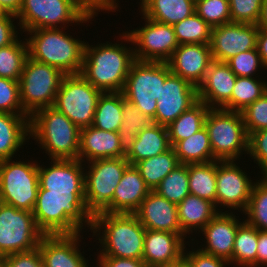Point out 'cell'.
Returning a JSON list of instances; mask_svg holds the SVG:
<instances>
[{"instance_id":"51","label":"cell","mask_w":267,"mask_h":267,"mask_svg":"<svg viewBox=\"0 0 267 267\" xmlns=\"http://www.w3.org/2000/svg\"><path fill=\"white\" fill-rule=\"evenodd\" d=\"M15 20H17L16 15L11 13H6L0 17V48L12 44L20 34L22 36V33H19L21 32L20 28H17L19 25L16 26L15 24L18 21L15 22Z\"/></svg>"},{"instance_id":"30","label":"cell","mask_w":267,"mask_h":267,"mask_svg":"<svg viewBox=\"0 0 267 267\" xmlns=\"http://www.w3.org/2000/svg\"><path fill=\"white\" fill-rule=\"evenodd\" d=\"M140 14L146 18L174 25L195 13V0H140Z\"/></svg>"},{"instance_id":"31","label":"cell","mask_w":267,"mask_h":267,"mask_svg":"<svg viewBox=\"0 0 267 267\" xmlns=\"http://www.w3.org/2000/svg\"><path fill=\"white\" fill-rule=\"evenodd\" d=\"M173 149L180 164L206 163L215 161L207 128L201 130L189 138L178 141Z\"/></svg>"},{"instance_id":"24","label":"cell","mask_w":267,"mask_h":267,"mask_svg":"<svg viewBox=\"0 0 267 267\" xmlns=\"http://www.w3.org/2000/svg\"><path fill=\"white\" fill-rule=\"evenodd\" d=\"M147 230L186 235L178 219L177 205L150 191L133 213Z\"/></svg>"},{"instance_id":"9","label":"cell","mask_w":267,"mask_h":267,"mask_svg":"<svg viewBox=\"0 0 267 267\" xmlns=\"http://www.w3.org/2000/svg\"><path fill=\"white\" fill-rule=\"evenodd\" d=\"M64 76L58 68L27 57L19 79L23 110L31 116L39 109L53 106Z\"/></svg>"},{"instance_id":"38","label":"cell","mask_w":267,"mask_h":267,"mask_svg":"<svg viewBox=\"0 0 267 267\" xmlns=\"http://www.w3.org/2000/svg\"><path fill=\"white\" fill-rule=\"evenodd\" d=\"M23 40L19 36L12 44L0 48V77L19 81L28 57L25 37Z\"/></svg>"},{"instance_id":"39","label":"cell","mask_w":267,"mask_h":267,"mask_svg":"<svg viewBox=\"0 0 267 267\" xmlns=\"http://www.w3.org/2000/svg\"><path fill=\"white\" fill-rule=\"evenodd\" d=\"M267 92V80L263 77H237L232 91L231 111L242 112Z\"/></svg>"},{"instance_id":"11","label":"cell","mask_w":267,"mask_h":267,"mask_svg":"<svg viewBox=\"0 0 267 267\" xmlns=\"http://www.w3.org/2000/svg\"><path fill=\"white\" fill-rule=\"evenodd\" d=\"M129 165L125 157L97 159L84 163L85 202L92 216L103 212L110 205L123 172Z\"/></svg>"},{"instance_id":"19","label":"cell","mask_w":267,"mask_h":267,"mask_svg":"<svg viewBox=\"0 0 267 267\" xmlns=\"http://www.w3.org/2000/svg\"><path fill=\"white\" fill-rule=\"evenodd\" d=\"M81 233L43 235L38 245L43 267H91L81 252Z\"/></svg>"},{"instance_id":"40","label":"cell","mask_w":267,"mask_h":267,"mask_svg":"<svg viewBox=\"0 0 267 267\" xmlns=\"http://www.w3.org/2000/svg\"><path fill=\"white\" fill-rule=\"evenodd\" d=\"M154 191L173 204L178 205L190 194L188 164H180L172 170Z\"/></svg>"},{"instance_id":"10","label":"cell","mask_w":267,"mask_h":267,"mask_svg":"<svg viewBox=\"0 0 267 267\" xmlns=\"http://www.w3.org/2000/svg\"><path fill=\"white\" fill-rule=\"evenodd\" d=\"M38 160L0 161L1 202L17 209L33 211L36 203L38 182Z\"/></svg>"},{"instance_id":"21","label":"cell","mask_w":267,"mask_h":267,"mask_svg":"<svg viewBox=\"0 0 267 267\" xmlns=\"http://www.w3.org/2000/svg\"><path fill=\"white\" fill-rule=\"evenodd\" d=\"M187 235L147 230L144 236L142 260L148 267H172L184 257ZM187 241V242H186Z\"/></svg>"},{"instance_id":"57","label":"cell","mask_w":267,"mask_h":267,"mask_svg":"<svg viewBox=\"0 0 267 267\" xmlns=\"http://www.w3.org/2000/svg\"><path fill=\"white\" fill-rule=\"evenodd\" d=\"M259 29H267V0H263L260 21L258 23Z\"/></svg>"},{"instance_id":"33","label":"cell","mask_w":267,"mask_h":267,"mask_svg":"<svg viewBox=\"0 0 267 267\" xmlns=\"http://www.w3.org/2000/svg\"><path fill=\"white\" fill-rule=\"evenodd\" d=\"M123 121L119 128L121 150L127 154L132 148L138 133L153 124V120L142 114L134 104L122 94Z\"/></svg>"},{"instance_id":"59","label":"cell","mask_w":267,"mask_h":267,"mask_svg":"<svg viewBox=\"0 0 267 267\" xmlns=\"http://www.w3.org/2000/svg\"><path fill=\"white\" fill-rule=\"evenodd\" d=\"M6 12L3 10V8L0 6V17L5 15Z\"/></svg>"},{"instance_id":"43","label":"cell","mask_w":267,"mask_h":267,"mask_svg":"<svg viewBox=\"0 0 267 267\" xmlns=\"http://www.w3.org/2000/svg\"><path fill=\"white\" fill-rule=\"evenodd\" d=\"M195 12L212 28L231 23L229 0H195Z\"/></svg>"},{"instance_id":"42","label":"cell","mask_w":267,"mask_h":267,"mask_svg":"<svg viewBox=\"0 0 267 267\" xmlns=\"http://www.w3.org/2000/svg\"><path fill=\"white\" fill-rule=\"evenodd\" d=\"M243 216L250 225L258 230L267 231V180L256 179Z\"/></svg>"},{"instance_id":"32","label":"cell","mask_w":267,"mask_h":267,"mask_svg":"<svg viewBox=\"0 0 267 267\" xmlns=\"http://www.w3.org/2000/svg\"><path fill=\"white\" fill-rule=\"evenodd\" d=\"M122 121V92L101 93L92 126L104 131L118 132Z\"/></svg>"},{"instance_id":"60","label":"cell","mask_w":267,"mask_h":267,"mask_svg":"<svg viewBox=\"0 0 267 267\" xmlns=\"http://www.w3.org/2000/svg\"><path fill=\"white\" fill-rule=\"evenodd\" d=\"M0 267H3V257H0Z\"/></svg>"},{"instance_id":"20","label":"cell","mask_w":267,"mask_h":267,"mask_svg":"<svg viewBox=\"0 0 267 267\" xmlns=\"http://www.w3.org/2000/svg\"><path fill=\"white\" fill-rule=\"evenodd\" d=\"M234 212H218L212 220L197 234L202 233L203 247L199 249L205 253L220 257L228 261L232 267L233 246L240 221ZM205 239H204V238ZM202 238V239H201ZM205 240V241H204ZM205 246V247H204Z\"/></svg>"},{"instance_id":"15","label":"cell","mask_w":267,"mask_h":267,"mask_svg":"<svg viewBox=\"0 0 267 267\" xmlns=\"http://www.w3.org/2000/svg\"><path fill=\"white\" fill-rule=\"evenodd\" d=\"M143 16V17H142ZM139 28L125 31L132 40L137 61L167 62L179 46L172 25L146 18Z\"/></svg>"},{"instance_id":"8","label":"cell","mask_w":267,"mask_h":267,"mask_svg":"<svg viewBox=\"0 0 267 267\" xmlns=\"http://www.w3.org/2000/svg\"><path fill=\"white\" fill-rule=\"evenodd\" d=\"M171 74L167 62L135 61L128 73L122 94L152 120L165 79Z\"/></svg>"},{"instance_id":"2","label":"cell","mask_w":267,"mask_h":267,"mask_svg":"<svg viewBox=\"0 0 267 267\" xmlns=\"http://www.w3.org/2000/svg\"><path fill=\"white\" fill-rule=\"evenodd\" d=\"M32 213L44 235L76 234L86 227L92 230L93 216L86 208L85 193H48L39 187Z\"/></svg>"},{"instance_id":"45","label":"cell","mask_w":267,"mask_h":267,"mask_svg":"<svg viewBox=\"0 0 267 267\" xmlns=\"http://www.w3.org/2000/svg\"><path fill=\"white\" fill-rule=\"evenodd\" d=\"M263 0H229L232 23L258 25Z\"/></svg>"},{"instance_id":"29","label":"cell","mask_w":267,"mask_h":267,"mask_svg":"<svg viewBox=\"0 0 267 267\" xmlns=\"http://www.w3.org/2000/svg\"><path fill=\"white\" fill-rule=\"evenodd\" d=\"M171 147L167 127L153 123L138 133L125 158L130 165L135 166L138 162L164 153Z\"/></svg>"},{"instance_id":"23","label":"cell","mask_w":267,"mask_h":267,"mask_svg":"<svg viewBox=\"0 0 267 267\" xmlns=\"http://www.w3.org/2000/svg\"><path fill=\"white\" fill-rule=\"evenodd\" d=\"M212 61L210 44H182L167 63L172 74L198 88Z\"/></svg>"},{"instance_id":"55","label":"cell","mask_w":267,"mask_h":267,"mask_svg":"<svg viewBox=\"0 0 267 267\" xmlns=\"http://www.w3.org/2000/svg\"><path fill=\"white\" fill-rule=\"evenodd\" d=\"M257 50L263 64L267 67V29H259Z\"/></svg>"},{"instance_id":"44","label":"cell","mask_w":267,"mask_h":267,"mask_svg":"<svg viewBox=\"0 0 267 267\" xmlns=\"http://www.w3.org/2000/svg\"><path fill=\"white\" fill-rule=\"evenodd\" d=\"M226 63L237 77L260 78L262 76L261 73L267 70L257 49L241 52L230 58ZM259 73L260 75H258Z\"/></svg>"},{"instance_id":"7","label":"cell","mask_w":267,"mask_h":267,"mask_svg":"<svg viewBox=\"0 0 267 267\" xmlns=\"http://www.w3.org/2000/svg\"><path fill=\"white\" fill-rule=\"evenodd\" d=\"M205 127L216 160L240 161L241 155L248 156L249 136L241 112L210 108L205 118Z\"/></svg>"},{"instance_id":"4","label":"cell","mask_w":267,"mask_h":267,"mask_svg":"<svg viewBox=\"0 0 267 267\" xmlns=\"http://www.w3.org/2000/svg\"><path fill=\"white\" fill-rule=\"evenodd\" d=\"M28 57L58 68L65 75L79 74L83 67L85 41L66 28H43L25 32Z\"/></svg>"},{"instance_id":"12","label":"cell","mask_w":267,"mask_h":267,"mask_svg":"<svg viewBox=\"0 0 267 267\" xmlns=\"http://www.w3.org/2000/svg\"><path fill=\"white\" fill-rule=\"evenodd\" d=\"M101 93L80 73L65 75L53 107L80 129L92 126Z\"/></svg>"},{"instance_id":"22","label":"cell","mask_w":267,"mask_h":267,"mask_svg":"<svg viewBox=\"0 0 267 267\" xmlns=\"http://www.w3.org/2000/svg\"><path fill=\"white\" fill-rule=\"evenodd\" d=\"M237 76L226 62L212 61L202 83L197 88L198 100L209 108L231 111L232 91Z\"/></svg>"},{"instance_id":"17","label":"cell","mask_w":267,"mask_h":267,"mask_svg":"<svg viewBox=\"0 0 267 267\" xmlns=\"http://www.w3.org/2000/svg\"><path fill=\"white\" fill-rule=\"evenodd\" d=\"M46 167L38 163L39 187L48 193H85L84 163L79 159H50Z\"/></svg>"},{"instance_id":"47","label":"cell","mask_w":267,"mask_h":267,"mask_svg":"<svg viewBox=\"0 0 267 267\" xmlns=\"http://www.w3.org/2000/svg\"><path fill=\"white\" fill-rule=\"evenodd\" d=\"M241 113L248 136L253 132L267 129V92Z\"/></svg>"},{"instance_id":"6","label":"cell","mask_w":267,"mask_h":267,"mask_svg":"<svg viewBox=\"0 0 267 267\" xmlns=\"http://www.w3.org/2000/svg\"><path fill=\"white\" fill-rule=\"evenodd\" d=\"M96 16L78 0H22L16 14L22 34L36 29L67 28L87 22L91 24L90 21Z\"/></svg>"},{"instance_id":"52","label":"cell","mask_w":267,"mask_h":267,"mask_svg":"<svg viewBox=\"0 0 267 267\" xmlns=\"http://www.w3.org/2000/svg\"><path fill=\"white\" fill-rule=\"evenodd\" d=\"M94 260H97V267H148L142 259L97 256Z\"/></svg>"},{"instance_id":"41","label":"cell","mask_w":267,"mask_h":267,"mask_svg":"<svg viewBox=\"0 0 267 267\" xmlns=\"http://www.w3.org/2000/svg\"><path fill=\"white\" fill-rule=\"evenodd\" d=\"M173 29L179 45L210 44L212 27L196 12L174 24Z\"/></svg>"},{"instance_id":"27","label":"cell","mask_w":267,"mask_h":267,"mask_svg":"<svg viewBox=\"0 0 267 267\" xmlns=\"http://www.w3.org/2000/svg\"><path fill=\"white\" fill-rule=\"evenodd\" d=\"M29 117L0 113V161L16 158L17 151L29 142Z\"/></svg>"},{"instance_id":"35","label":"cell","mask_w":267,"mask_h":267,"mask_svg":"<svg viewBox=\"0 0 267 267\" xmlns=\"http://www.w3.org/2000/svg\"><path fill=\"white\" fill-rule=\"evenodd\" d=\"M191 195L206 199L216 206V160L188 164Z\"/></svg>"},{"instance_id":"3","label":"cell","mask_w":267,"mask_h":267,"mask_svg":"<svg viewBox=\"0 0 267 267\" xmlns=\"http://www.w3.org/2000/svg\"><path fill=\"white\" fill-rule=\"evenodd\" d=\"M92 232L100 243L97 256L142 259L146 229L134 214L97 213Z\"/></svg>"},{"instance_id":"1","label":"cell","mask_w":267,"mask_h":267,"mask_svg":"<svg viewBox=\"0 0 267 267\" xmlns=\"http://www.w3.org/2000/svg\"><path fill=\"white\" fill-rule=\"evenodd\" d=\"M118 35L116 43H85L80 74L102 93L122 92L130 68L136 61L129 35L124 31ZM123 41L131 45L123 44Z\"/></svg>"},{"instance_id":"56","label":"cell","mask_w":267,"mask_h":267,"mask_svg":"<svg viewBox=\"0 0 267 267\" xmlns=\"http://www.w3.org/2000/svg\"><path fill=\"white\" fill-rule=\"evenodd\" d=\"M22 0H0V6L6 13L16 15L21 7Z\"/></svg>"},{"instance_id":"25","label":"cell","mask_w":267,"mask_h":267,"mask_svg":"<svg viewBox=\"0 0 267 267\" xmlns=\"http://www.w3.org/2000/svg\"><path fill=\"white\" fill-rule=\"evenodd\" d=\"M150 191L140 171L129 165L123 172L110 205L103 212L133 214Z\"/></svg>"},{"instance_id":"34","label":"cell","mask_w":267,"mask_h":267,"mask_svg":"<svg viewBox=\"0 0 267 267\" xmlns=\"http://www.w3.org/2000/svg\"><path fill=\"white\" fill-rule=\"evenodd\" d=\"M209 109L204 102L198 101L174 120L167 127L171 146L201 130L205 126V118Z\"/></svg>"},{"instance_id":"28","label":"cell","mask_w":267,"mask_h":267,"mask_svg":"<svg viewBox=\"0 0 267 267\" xmlns=\"http://www.w3.org/2000/svg\"><path fill=\"white\" fill-rule=\"evenodd\" d=\"M177 211L181 230L190 238L192 233H199L219 212L214 203L191 194L177 205Z\"/></svg>"},{"instance_id":"53","label":"cell","mask_w":267,"mask_h":267,"mask_svg":"<svg viewBox=\"0 0 267 267\" xmlns=\"http://www.w3.org/2000/svg\"><path fill=\"white\" fill-rule=\"evenodd\" d=\"M90 13L100 14L98 12L105 11L106 14L118 11L120 6L119 0H78ZM110 11V12H109Z\"/></svg>"},{"instance_id":"14","label":"cell","mask_w":267,"mask_h":267,"mask_svg":"<svg viewBox=\"0 0 267 267\" xmlns=\"http://www.w3.org/2000/svg\"><path fill=\"white\" fill-rule=\"evenodd\" d=\"M243 170L236 160H216V208L219 212L225 208L227 212L236 213V210L243 214L246 211L255 181Z\"/></svg>"},{"instance_id":"58","label":"cell","mask_w":267,"mask_h":267,"mask_svg":"<svg viewBox=\"0 0 267 267\" xmlns=\"http://www.w3.org/2000/svg\"><path fill=\"white\" fill-rule=\"evenodd\" d=\"M172 267H192L191 264L183 257L180 261L176 262Z\"/></svg>"},{"instance_id":"48","label":"cell","mask_w":267,"mask_h":267,"mask_svg":"<svg viewBox=\"0 0 267 267\" xmlns=\"http://www.w3.org/2000/svg\"><path fill=\"white\" fill-rule=\"evenodd\" d=\"M248 155L260 169V179L267 180V129L253 132L249 135Z\"/></svg>"},{"instance_id":"50","label":"cell","mask_w":267,"mask_h":267,"mask_svg":"<svg viewBox=\"0 0 267 267\" xmlns=\"http://www.w3.org/2000/svg\"><path fill=\"white\" fill-rule=\"evenodd\" d=\"M3 267H43L39 248L3 257Z\"/></svg>"},{"instance_id":"54","label":"cell","mask_w":267,"mask_h":267,"mask_svg":"<svg viewBox=\"0 0 267 267\" xmlns=\"http://www.w3.org/2000/svg\"><path fill=\"white\" fill-rule=\"evenodd\" d=\"M267 265V231L258 230L256 267Z\"/></svg>"},{"instance_id":"26","label":"cell","mask_w":267,"mask_h":267,"mask_svg":"<svg viewBox=\"0 0 267 267\" xmlns=\"http://www.w3.org/2000/svg\"><path fill=\"white\" fill-rule=\"evenodd\" d=\"M125 156L118 132L104 131L93 126L81 128L79 160L82 163Z\"/></svg>"},{"instance_id":"13","label":"cell","mask_w":267,"mask_h":267,"mask_svg":"<svg viewBox=\"0 0 267 267\" xmlns=\"http://www.w3.org/2000/svg\"><path fill=\"white\" fill-rule=\"evenodd\" d=\"M43 235L31 211L0 203V257L38 248Z\"/></svg>"},{"instance_id":"5","label":"cell","mask_w":267,"mask_h":267,"mask_svg":"<svg viewBox=\"0 0 267 267\" xmlns=\"http://www.w3.org/2000/svg\"><path fill=\"white\" fill-rule=\"evenodd\" d=\"M30 139L50 159H79L80 128L53 106L29 117ZM40 144V145H39Z\"/></svg>"},{"instance_id":"49","label":"cell","mask_w":267,"mask_h":267,"mask_svg":"<svg viewBox=\"0 0 267 267\" xmlns=\"http://www.w3.org/2000/svg\"><path fill=\"white\" fill-rule=\"evenodd\" d=\"M195 238L196 236L192 239H189L191 240V243L190 242L187 243V245H189L191 250L185 247V251H184V258L191 264L192 267H227V266L230 267L231 266L230 263L226 261L225 259L205 253L199 248H195L196 246L192 247L193 243L195 245L199 244L198 243L199 241L195 240Z\"/></svg>"},{"instance_id":"36","label":"cell","mask_w":267,"mask_h":267,"mask_svg":"<svg viewBox=\"0 0 267 267\" xmlns=\"http://www.w3.org/2000/svg\"><path fill=\"white\" fill-rule=\"evenodd\" d=\"M178 165L176 153L171 147L157 156L138 162L135 167L140 171L141 177L151 191H154L160 182Z\"/></svg>"},{"instance_id":"37","label":"cell","mask_w":267,"mask_h":267,"mask_svg":"<svg viewBox=\"0 0 267 267\" xmlns=\"http://www.w3.org/2000/svg\"><path fill=\"white\" fill-rule=\"evenodd\" d=\"M258 229L246 220L239 225L234 241L233 267H256Z\"/></svg>"},{"instance_id":"16","label":"cell","mask_w":267,"mask_h":267,"mask_svg":"<svg viewBox=\"0 0 267 267\" xmlns=\"http://www.w3.org/2000/svg\"><path fill=\"white\" fill-rule=\"evenodd\" d=\"M258 25L228 23L211 29V54L214 61L227 62L235 55L257 49Z\"/></svg>"},{"instance_id":"46","label":"cell","mask_w":267,"mask_h":267,"mask_svg":"<svg viewBox=\"0 0 267 267\" xmlns=\"http://www.w3.org/2000/svg\"><path fill=\"white\" fill-rule=\"evenodd\" d=\"M0 113L28 115L21 105L19 81L0 77Z\"/></svg>"},{"instance_id":"18","label":"cell","mask_w":267,"mask_h":267,"mask_svg":"<svg viewBox=\"0 0 267 267\" xmlns=\"http://www.w3.org/2000/svg\"><path fill=\"white\" fill-rule=\"evenodd\" d=\"M198 101L197 87L171 73L165 79L160 99L157 100L153 123L168 127Z\"/></svg>"}]
</instances>
